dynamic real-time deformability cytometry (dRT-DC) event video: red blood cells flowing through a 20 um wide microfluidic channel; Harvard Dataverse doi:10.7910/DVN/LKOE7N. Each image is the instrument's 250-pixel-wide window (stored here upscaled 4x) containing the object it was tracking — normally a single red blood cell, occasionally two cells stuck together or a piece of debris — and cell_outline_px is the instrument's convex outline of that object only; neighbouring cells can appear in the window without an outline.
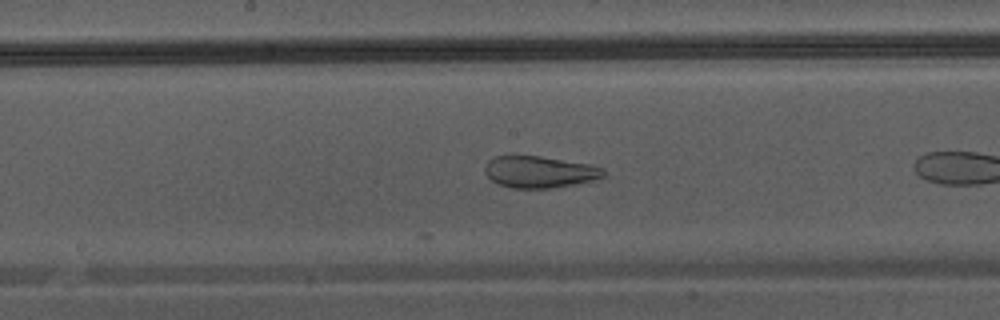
{"species": "Egyptian fruit bat (a non-hibernating species)", "species_latin": "Rousettus aegyptiacus", "temperature_condition": "warm", "stored_images_in_passage": 21, "camera_frame_rate_fps": 3000, "um_per_image_px": 0.085, "animal": {"sex": "male"}, "frame": {"image": 1, "passage_image": 11, "time_ms": 3.333, "image_size_px": [1000, 320], "cell_outline_px": [[608, 176], [600, 180], [576, 184], [548, 188], [512, 188], [500, 184], [492, 180], [484, 172], [484, 168], [488, 160], [496, 156], [540, 156], [588, 164], [604, 168]], "centroid_in_image_um": [45.93, 14.62], "position_along_channel_um": 202.3, "area_um2": 22.08}}